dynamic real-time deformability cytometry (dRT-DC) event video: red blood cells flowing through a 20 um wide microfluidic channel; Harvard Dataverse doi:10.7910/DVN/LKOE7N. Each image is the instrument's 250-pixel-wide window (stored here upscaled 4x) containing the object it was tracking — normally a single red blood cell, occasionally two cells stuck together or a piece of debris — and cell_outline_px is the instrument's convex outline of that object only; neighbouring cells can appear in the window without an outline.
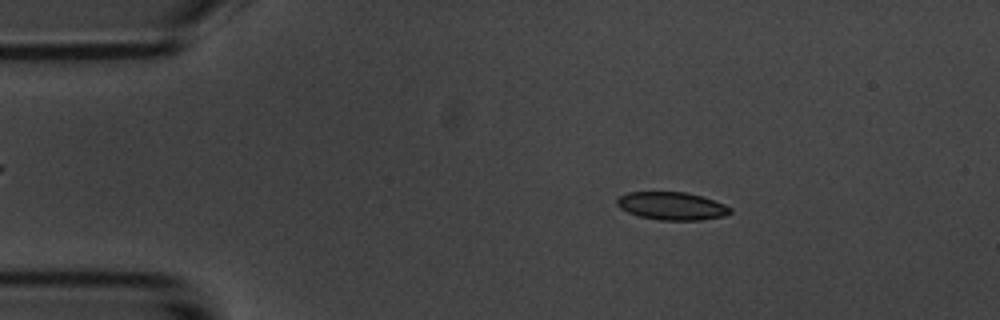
{"species": "common noctule bat (a hibernating species)", "species_latin": "Nyctalus noctula", "temperature_condition": "room temperature", "stored_images_in_passage": 4, "camera_frame_rate_fps": 3000, "um_per_image_px": 0.085, "animal": {"sex": "male", "body_mass_g": 20.1, "forearm_length_mm": 53.5}, "frame": {"image": 1, "passage_image": 2, "time_ms": 1.0, "image_size_px": [1000, 320], "cell_outline_px": [[732, 212], [724, 216], [700, 220], [660, 220], [640, 216], [628, 212], [620, 208], [616, 204], [616, 200], [620, 196], [628, 192], [684, 192], [700, 196], [724, 204], [732, 208]], "centroid_in_image_um": [57.1, 17.51], "position_along_channel_um": 27.9, "area_um2": 18.26}}
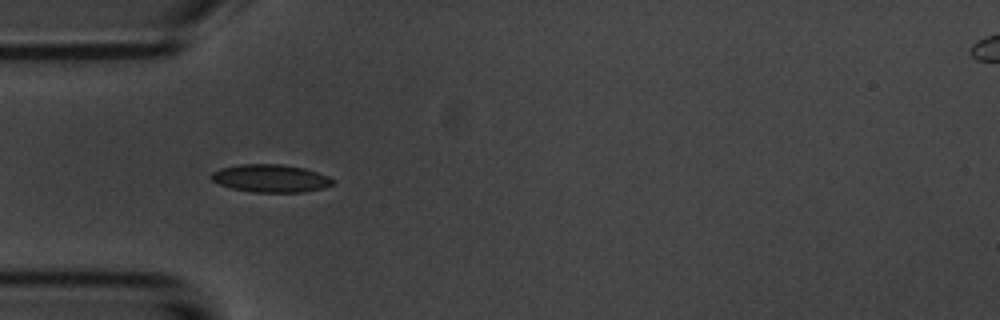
{"frame": {"image": 2, "passage_image": 4, "time_ms": 3.333, "image_size_px": [1000, 320], "cell_outline_px": [[336, 180], [332, 184], [324, 188], [304, 192], [252, 192], [232, 188], [220, 184], [212, 180], [212, 172], [220, 168], [240, 164], [280, 164], [304, 168], [328, 176]], "centroid_in_image_um": [23.02, 15.16], "position_along_channel_um": 62.0, "area_um2": 19.59}}